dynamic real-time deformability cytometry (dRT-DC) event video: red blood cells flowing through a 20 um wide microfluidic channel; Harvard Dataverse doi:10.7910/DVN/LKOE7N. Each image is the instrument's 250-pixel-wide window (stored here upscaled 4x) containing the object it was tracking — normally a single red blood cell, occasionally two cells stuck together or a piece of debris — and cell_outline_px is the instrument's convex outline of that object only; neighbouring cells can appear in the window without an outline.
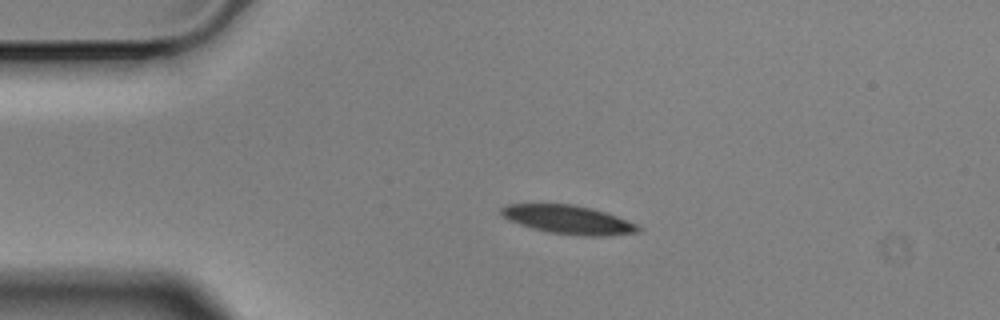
{"species": "Egyptian fruit bat (a non-hibernating species)", "species_latin": "Rousettus aegyptiacus", "temperature_condition": "cold", "stored_images_in_passage": 46, "camera_frame_rate_fps": 3000, "um_per_image_px": 0.085, "animal": {"sex": "male"}, "frame": {"image": 1, "passage_image": 1, "time_ms": 0.0, "image_size_px": [1000, 320], "cell_outline_px": [[640, 232], [608, 236], [584, 236], [548, 232], [532, 228], [508, 220], [500, 212], [500, 208], [508, 204], [572, 204], [592, 208], [616, 216], [636, 224], [640, 228]], "centroid_in_image_um": [48.31, 18.67], "position_along_channel_um": 36.7, "area_um2": 22.72}}
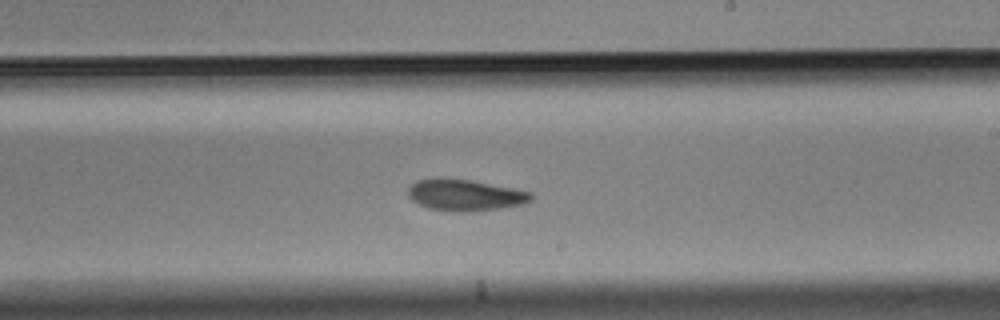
{"frame": {"image": 2, "passage_image": 22, "time_ms": 7.0, "image_size_px": [1000, 320], "cell_outline_px": [[532, 200], [524, 204], [500, 208], [468, 212], [456, 212], [428, 208], [412, 200], [408, 196], [408, 188], [416, 180], [436, 176], [472, 180], [532, 192]], "centroid_in_image_um": [39.5, 16.56], "position_along_channel_um": 249.5, "area_um2": 22.83}}
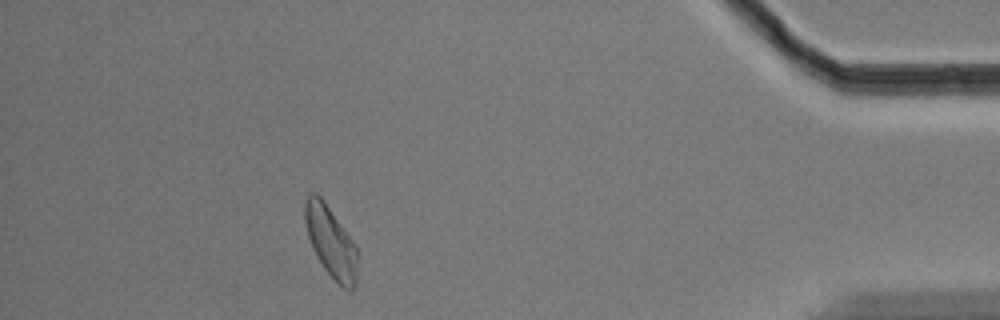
{"frame": {"image": 3, "passage_image": 40, "time_ms": 13.0, "image_size_px": [1000, 320], "cell_outline_px": [[356, 284], [352, 292], [348, 292], [324, 268], [316, 256], [312, 248], [308, 236], [304, 220], [304, 200], [308, 192], [316, 192], [324, 200], [356, 244]], "centroid_in_image_um": [28.09, 20.51], "position_along_channel_um": 407.1, "area_um2": 21.91}, "authors_computed_cell_mechanics": {"area_um2": 22.7443, "velocity_mm_per_s": 3.4908, "shape_relaxation_time_tau1_ms": 4.403, "shape_relaxation_time_tau2_ms": 5.1937, "deformation_change_tau1": 0.1144, "deformation_change_tau2": 0.1156}}